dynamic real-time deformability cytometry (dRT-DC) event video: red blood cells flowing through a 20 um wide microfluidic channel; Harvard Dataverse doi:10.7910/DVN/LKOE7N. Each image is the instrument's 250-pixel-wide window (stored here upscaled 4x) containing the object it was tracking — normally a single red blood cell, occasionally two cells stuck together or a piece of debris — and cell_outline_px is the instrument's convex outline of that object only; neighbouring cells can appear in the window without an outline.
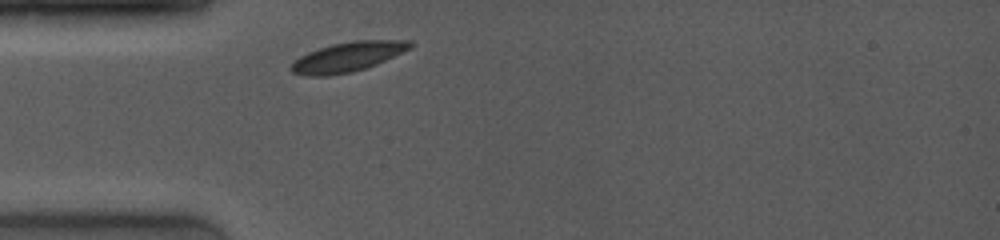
{"species": "common noctule bat (a hibernating species)", "species_latin": "Nyctalus noctula", "temperature_condition": "room temperature", "stored_images_in_passage": 1, "camera_frame_rate_fps": 4000, "um_per_image_px": 0.085, "animal": {"sex": "female", "body_mass_g": 19.0, "forearm_length_mm": 53.3}, "frame": {"image": 1, "passage_image": 1, "time_ms": 0.0, "image_size_px": [1000, 240], "cell_outline_px": [[412, 48], [376, 64], [352, 72], [328, 76], [308, 76], [292, 72], [292, 64], [300, 56], [308, 52], [332, 44], [352, 40], [412, 40]], "centroid_in_image_um": [29.59, 4.82], "position_along_channel_um": 55.4, "area_um2": 20.4}}